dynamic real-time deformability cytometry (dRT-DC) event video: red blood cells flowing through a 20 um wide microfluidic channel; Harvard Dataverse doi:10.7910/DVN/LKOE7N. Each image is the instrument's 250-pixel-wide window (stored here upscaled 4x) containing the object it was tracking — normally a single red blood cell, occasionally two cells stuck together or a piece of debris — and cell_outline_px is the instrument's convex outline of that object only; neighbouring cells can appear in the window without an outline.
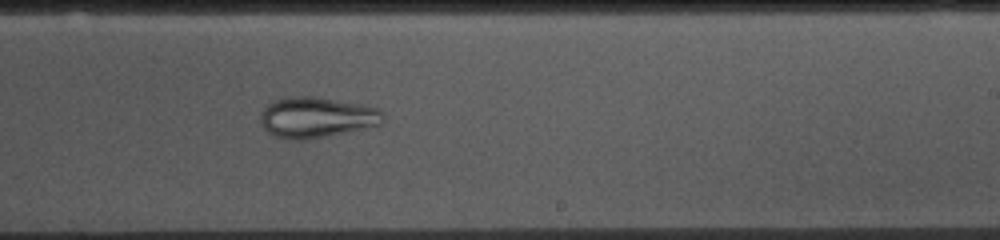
{"species": "common noctule bat (a hibernating species)", "species_latin": "Nyctalus noctula", "temperature_condition": "cold", "stored_images_in_passage": 53, "camera_frame_rate_fps": 3000, "um_per_image_px": 0.085, "animal": {"sex": "female", "body_mass_g": 10.0, "forearm_length_mm": 53.1}, "frame": {"image": 1, "passage_image": 31, "time_ms": 10.0, "image_size_px": [1000, 240], "cell_outline_px": [[384, 120], [380, 124], [328, 136], [308, 140], [288, 140], [276, 136], [268, 132], [260, 124], [260, 112], [268, 104], [276, 100], [288, 96], [316, 96], [368, 104], [380, 108], [384, 112]], "centroid_in_image_um": [26.93, 9.96], "position_along_channel_um": 262.1, "area_um2": 29.65}}
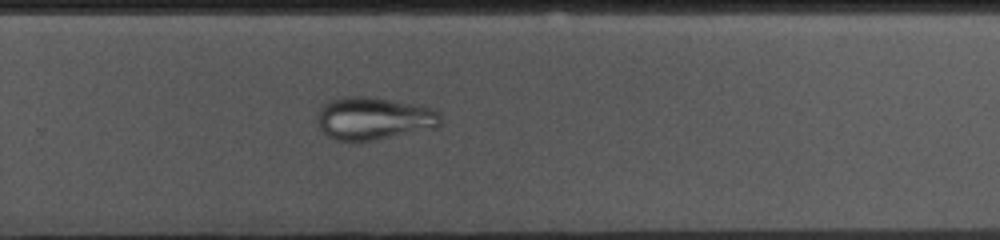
{"frame": {"image": 2, "passage_image": 34, "time_ms": 11.0, "image_size_px": [1000, 240], "cell_outline_px": [[440, 124], [436, 128], [372, 140], [336, 140], [328, 136], [320, 128], [316, 116], [320, 108], [328, 100], [344, 96], [368, 96], [412, 104], [432, 108], [440, 112]], "centroid_in_image_um": [31.75, 10.05], "position_along_channel_um": 298.1, "area_um2": 30.46}}
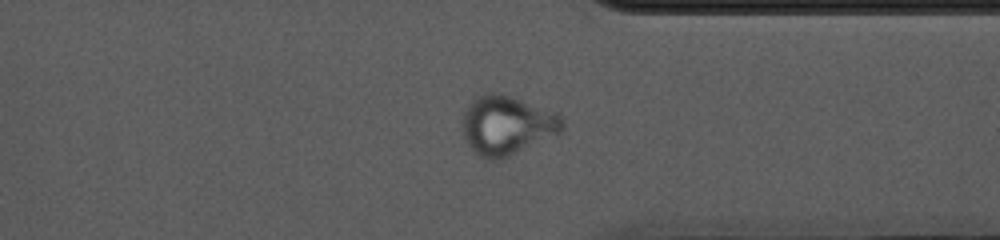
{"frame": {"image": 3, "passage_image": 40, "time_ms": 13.0, "image_size_px": [1000, 240], "cell_outline_px": [[564, 132], [508, 156], [496, 160], [488, 160], [480, 156], [472, 148], [464, 136], [464, 108], [476, 96], [492, 92], [496, 92], [556, 112], [564, 120]], "centroid_in_image_um": [43.12, 10.64], "position_along_channel_um": 368.3, "area_um2": 34.04}}